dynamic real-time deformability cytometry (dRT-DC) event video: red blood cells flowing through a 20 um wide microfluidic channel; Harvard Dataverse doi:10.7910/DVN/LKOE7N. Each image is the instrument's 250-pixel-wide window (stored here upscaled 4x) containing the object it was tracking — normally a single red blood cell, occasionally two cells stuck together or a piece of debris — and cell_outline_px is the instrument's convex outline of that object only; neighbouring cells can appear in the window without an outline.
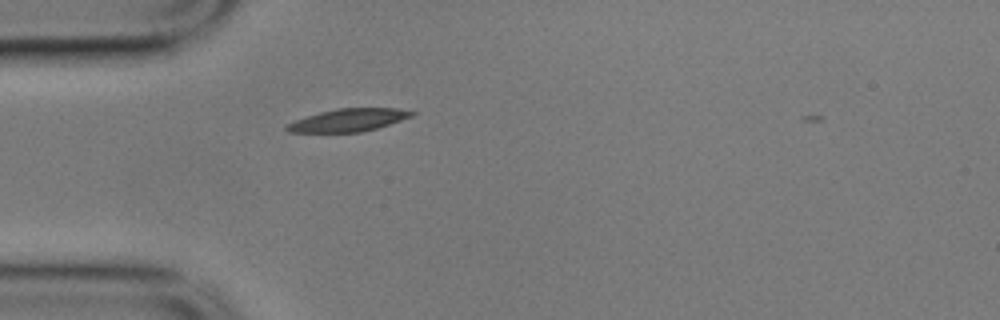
{"species": "common noctule bat (a hibernating species)", "species_latin": "Nyctalus noctula", "temperature_condition": "cold", "stored_images_in_passage": 40, "camera_frame_rate_fps": 3000, "um_per_image_px": 0.085, "animal": {"sex": "male", "body_mass_g": 17.9}, "frame": {"image": 1, "passage_image": 1, "time_ms": 0.0, "image_size_px": [1000, 320], "cell_outline_px": [[416, 112], [412, 116], [376, 128], [360, 132], [288, 132], [284, 128], [284, 124], [320, 112], [336, 108], [396, 108]], "centroid_in_image_um": [29.57, 10.2], "position_along_channel_um": 55.4, "area_um2": 16.36}}
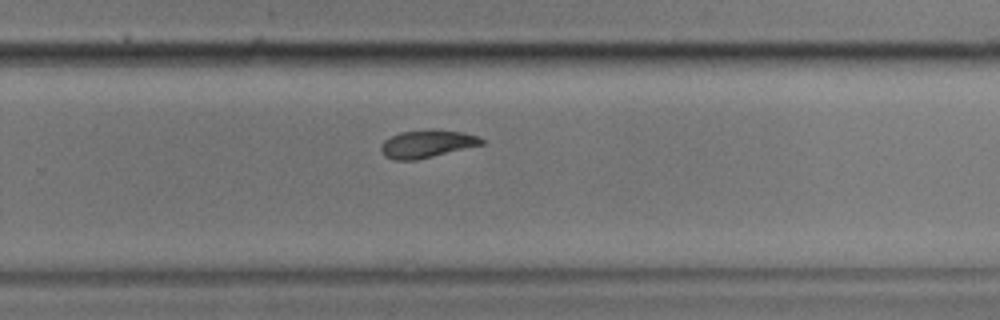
{"frame": {"image": 2, "passage_image": 22, "time_ms": 7.0, "image_size_px": [1000, 320], "cell_outline_px": [[484, 144], [416, 160], [396, 160], [384, 156], [380, 152], [380, 144], [384, 140], [400, 132], [428, 128], [432, 128], [464, 132], [476, 136], [484, 140]], "centroid_in_image_um": [36.26, 12.21], "position_along_channel_um": 293.5, "area_um2": 16.47}}
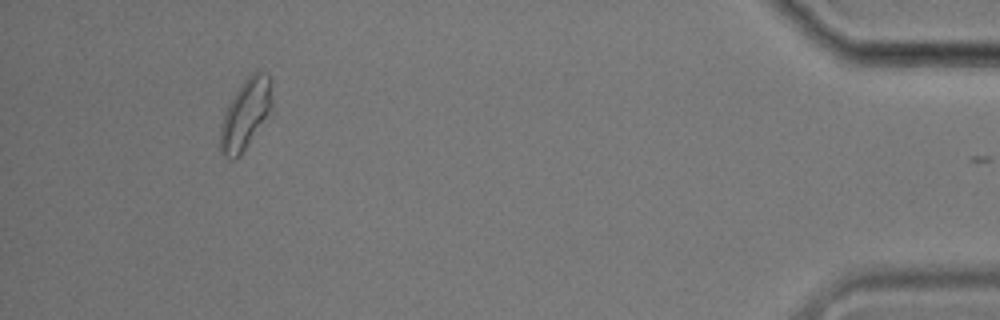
{"frame": {"image": 3, "passage_image": 38, "time_ms": 12.333, "image_size_px": [1000, 320], "cell_outline_px": [[272, 112], [236, 160], [232, 160], [224, 156], [220, 152], [220, 124], [224, 112], [228, 104], [244, 80], [252, 72], [260, 72], [268, 76], [272, 80]], "centroid_in_image_um": [20.88, 9.72], "position_along_channel_um": 414.3, "area_um2": 21.33}, "authors_computed_cell_mechanics": {"area_um2": 16.8776, "velocity_mm_per_s": 3.4772, "shape_relaxation_time_tau1_ms": 3.8398, "shape_relaxation_time_tau2_ms": null, "deformation_change_tau1": 0.1236, "deformation_change_tau2": null}}